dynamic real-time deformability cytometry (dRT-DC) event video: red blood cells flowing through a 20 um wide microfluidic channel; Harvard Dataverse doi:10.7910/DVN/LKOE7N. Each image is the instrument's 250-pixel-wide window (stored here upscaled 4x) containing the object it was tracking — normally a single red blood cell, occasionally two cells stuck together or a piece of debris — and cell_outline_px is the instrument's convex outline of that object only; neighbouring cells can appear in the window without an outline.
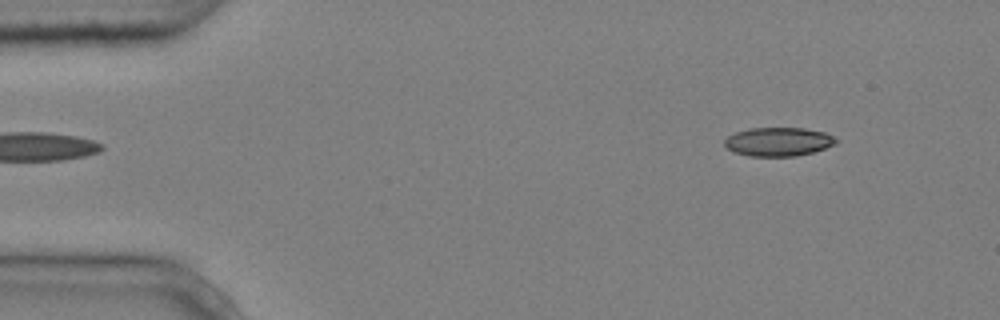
{"species": "common noctule bat (a hibernating species)", "species_latin": "Nyctalus noctula", "temperature_condition": "cold", "stored_images_in_passage": 3, "camera_frame_rate_fps": 3000, "um_per_image_px": 0.085, "animal": {"sex": "male", "body_mass_g": 20.4}, "frame": {"image": 1, "passage_image": 3, "time_ms": 0.667, "image_size_px": [1000, 320], "cell_outline_px": [[840, 140], [836, 144], [812, 152], [796, 156], [748, 156], [732, 152], [724, 144], [724, 140], [728, 136], [736, 132], [748, 128], [804, 128], [824, 132]], "centroid_in_image_um": [66.15, 12.05], "position_along_channel_um": 18.9, "area_um2": 18.73}}